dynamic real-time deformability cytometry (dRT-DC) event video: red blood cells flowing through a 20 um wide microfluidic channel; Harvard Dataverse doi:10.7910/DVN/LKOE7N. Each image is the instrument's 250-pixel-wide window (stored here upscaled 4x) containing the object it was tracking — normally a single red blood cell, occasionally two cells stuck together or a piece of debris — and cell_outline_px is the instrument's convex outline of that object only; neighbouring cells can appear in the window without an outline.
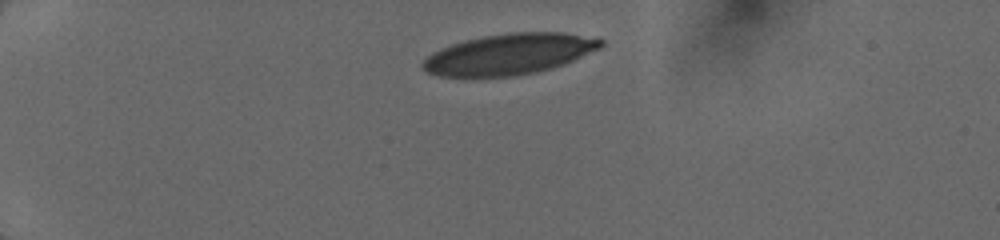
{"species": "human", "species_latin": "Homo sapiens", "temperature_condition": "cold", "stored_images_in_passage": 9, "camera_frame_rate_fps": 3000, "um_per_image_px": 0.085, "donor": {"sex": "female"}, "frame": {"image": 1, "passage_image": 1, "time_ms": 0.0, "image_size_px": [1000, 240], "cell_outline_px": [[604, 44], [600, 48], [564, 64], [552, 68], [536, 72], [516, 76], [440, 76], [428, 72], [420, 64], [432, 52], [440, 48], [464, 40], [480, 36], [508, 32], [560, 32], [604, 40]], "centroid_in_image_um": [43.26, 4.59], "position_along_channel_um": 41.7, "area_um2": 42.19}}
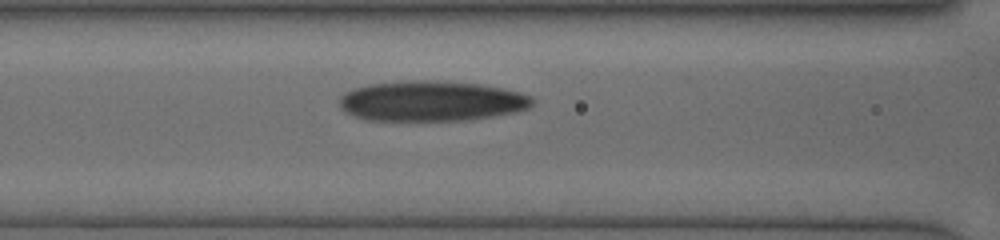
{"frame": {"image": 2, "passage_image": 6, "time_ms": 3.667, "image_size_px": [1000, 240], "cell_outline_px": [[532, 104], [528, 108], [516, 112], [468, 120], [364, 120], [344, 112], [340, 108], [340, 96], [344, 92], [356, 88], [372, 84], [416, 80], [436, 80], [480, 84], [520, 92], [532, 96]], "centroid_in_image_um": [36.66, 8.59], "position_along_channel_um": 129.9, "area_um2": 45.2}}
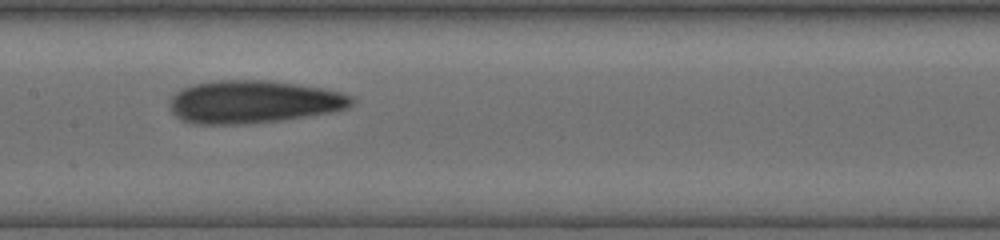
{"frame": {"image": 3, "passage_image": 8, "time_ms": 5.0, "image_size_px": [1000, 240], "cell_outline_px": [[356, 100], [348, 108], [336, 112], [280, 120], [248, 124], [192, 124], [180, 120], [168, 108], [168, 100], [180, 88], [192, 84], [216, 80], [272, 80], [324, 88], [340, 92], [352, 96]], "centroid_in_image_um": [21.52, 8.65], "position_along_channel_um": 185.9, "area_um2": 46.18}}